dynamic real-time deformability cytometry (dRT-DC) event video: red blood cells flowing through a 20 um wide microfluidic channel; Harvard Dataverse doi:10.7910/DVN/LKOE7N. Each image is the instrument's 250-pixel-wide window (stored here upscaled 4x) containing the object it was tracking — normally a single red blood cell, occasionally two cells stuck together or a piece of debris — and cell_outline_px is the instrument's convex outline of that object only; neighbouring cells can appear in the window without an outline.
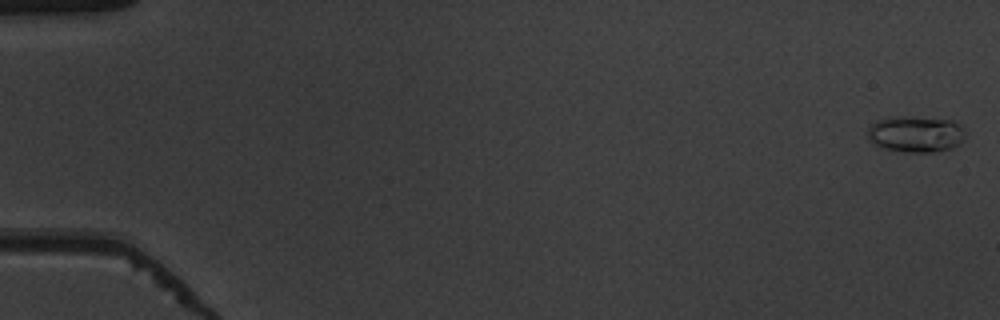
{"species": "common noctule bat (a hibernating species)", "species_latin": "Nyctalus noctula", "temperature_condition": "warm", "stored_images_in_passage": 54, "camera_frame_rate_fps": 3000, "um_per_image_px": 0.085, "animal": {"sex": "male", "body_mass_g": 19.5, "forearm_length_mm": 54.6}, "frame": {"image": 1, "passage_image": 1, "time_ms": 0.0, "image_size_px": [1000, 320], "cell_outline_px": [[964, 140], [952, 148], [932, 152], [904, 152], [884, 148], [868, 140], [868, 128], [876, 120], [892, 116], [952, 120], [960, 124], [964, 128]], "centroid_in_image_um": [77.84, 11.4], "position_along_channel_um": 7.2, "area_um2": 20.58}}
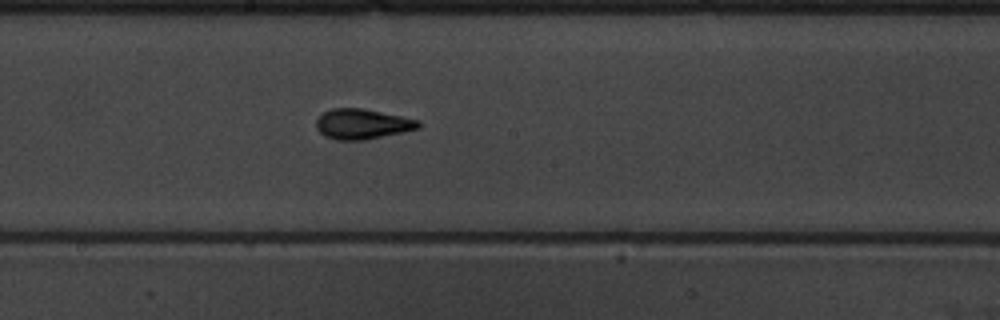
{"frame": {"image": 2, "passage_image": 30, "time_ms": 9.667, "image_size_px": [1000, 320], "cell_outline_px": [[420, 128], [404, 132], [364, 140], [336, 140], [324, 136], [316, 128], [316, 120], [324, 112], [332, 108], [364, 108], [420, 120]], "centroid_in_image_um": [30.8, 10.54], "position_along_channel_um": 217.4, "area_um2": 18.09}}
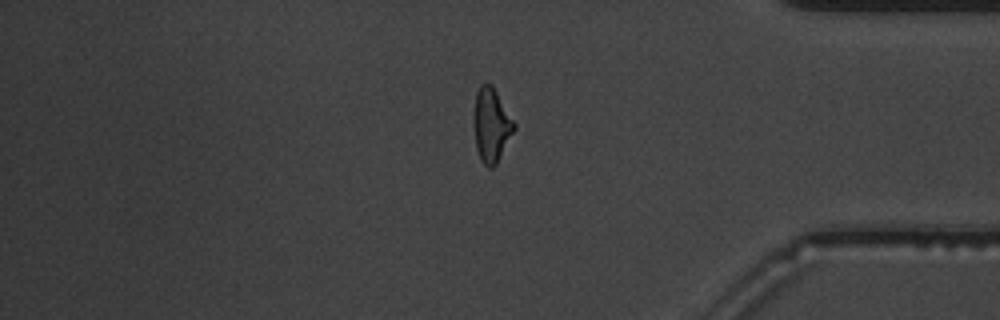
{"frame": {"image": 3, "passage_image": 45, "time_ms": 14.667, "image_size_px": [1000, 320], "cell_outline_px": [[516, 128], [496, 164], [492, 168], [488, 168], [480, 160], [476, 148], [472, 120], [476, 92], [480, 84], [484, 80], [492, 84], [516, 124]], "centroid_in_image_um": [41.74, 10.59], "position_along_channel_um": 393.5, "area_um2": 17.8}, "authors_computed_cell_mechanics": {"area_um2": 17.1666, "velocity_mm_per_s": 3.9307, "shape_relaxation_time_tau1_ms": 3.326, "shape_relaxation_time_tau2_ms": 1.4605, "deformation_change_tau1": 0.2047, "deformation_change_tau2": 0.1032}}